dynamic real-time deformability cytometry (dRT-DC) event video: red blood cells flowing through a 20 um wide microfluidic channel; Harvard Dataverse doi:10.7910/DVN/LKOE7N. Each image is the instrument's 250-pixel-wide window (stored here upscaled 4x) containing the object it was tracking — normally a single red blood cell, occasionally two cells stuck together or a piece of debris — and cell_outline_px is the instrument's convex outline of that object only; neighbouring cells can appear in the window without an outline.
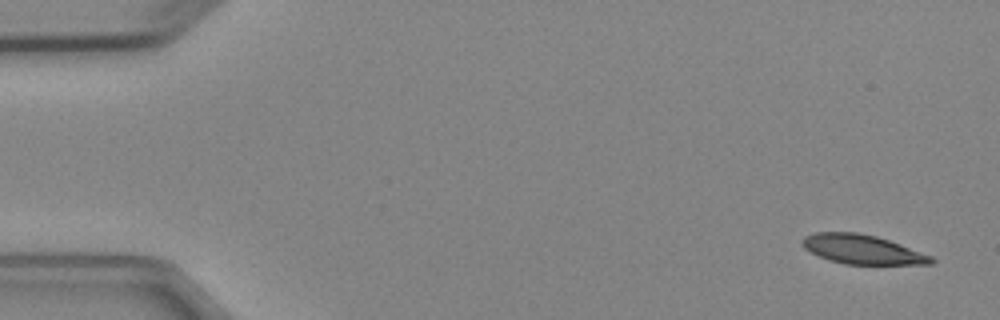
{"species": "Egyptian fruit bat (a non-hibernating species)", "species_latin": "Rousettus aegyptiacus", "temperature_condition": "cold", "stored_images_in_passage": 4, "camera_frame_rate_fps": 3000, "um_per_image_px": 0.085, "animal": {"sex": "female"}, "frame": {"image": 1, "passage_image": 1, "time_ms": 0.0, "image_size_px": [1000, 320], "cell_outline_px": [[936, 264], [844, 264], [820, 256], [804, 248], [800, 244], [800, 240], [804, 236], [816, 232], [856, 232], [876, 236], [900, 244], [932, 256], [936, 260]], "centroid_in_image_um": [73.3, 21.19], "position_along_channel_um": 11.7, "area_um2": 21.91}}
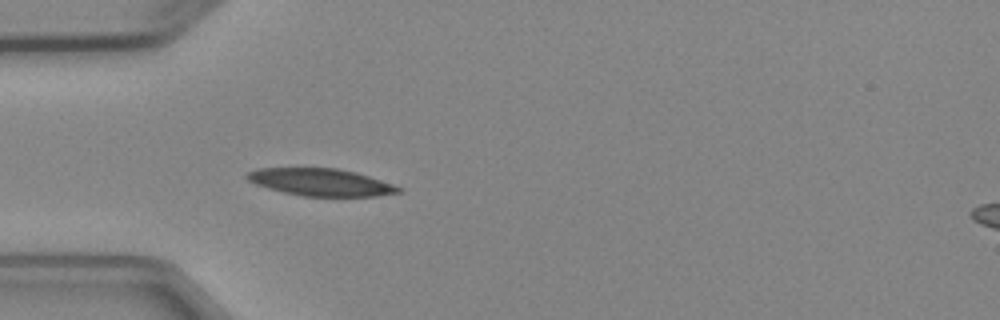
{"frame": {"image": 2, "passage_image": 4, "time_ms": 4.333, "image_size_px": [1000, 320], "cell_outline_px": [[400, 192], [376, 196], [304, 196], [284, 192], [268, 188], [256, 184], [248, 180], [244, 176], [248, 172], [260, 168], [336, 168], [356, 172], [392, 184], [400, 188]], "centroid_in_image_um": [27.23, 15.48], "position_along_channel_um": 57.8, "area_um2": 23.76}}